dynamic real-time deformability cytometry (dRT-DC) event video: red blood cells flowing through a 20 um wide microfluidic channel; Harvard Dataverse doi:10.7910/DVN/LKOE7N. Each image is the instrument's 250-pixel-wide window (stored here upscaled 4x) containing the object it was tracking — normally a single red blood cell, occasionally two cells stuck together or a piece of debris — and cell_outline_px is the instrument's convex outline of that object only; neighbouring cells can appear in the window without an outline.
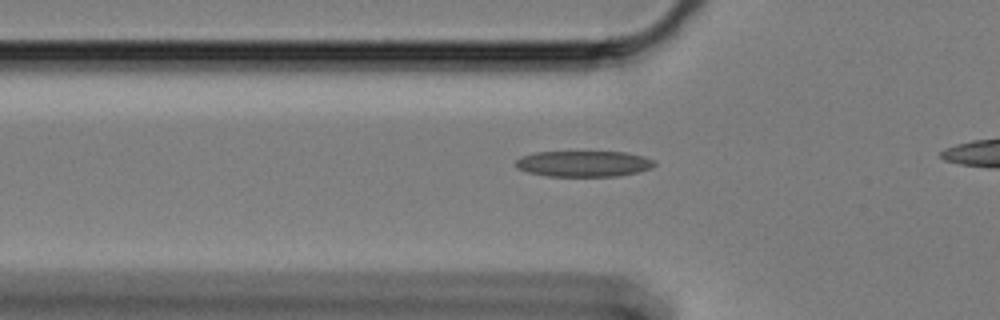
{"species": "Egyptian fruit bat (a non-hibernating species)", "species_latin": "Rousettus aegyptiacus", "temperature_condition": "cold", "stored_images_in_passage": 12, "camera_frame_rate_fps": 3000, "um_per_image_px": 0.085, "animal": {"sex": "female"}, "frame": {"image": 1, "passage_image": 7, "time_ms": 2.0, "image_size_px": [1000, 320], "cell_outline_px": [[656, 164], [652, 168], [640, 172], [620, 176], [548, 176], [528, 172], [516, 168], [516, 160], [524, 156], [536, 152], [628, 152], [644, 156], [656, 160]], "centroid_in_image_um": [49.69, 13.92], "position_along_channel_um": 76.1, "area_um2": 21.1}}
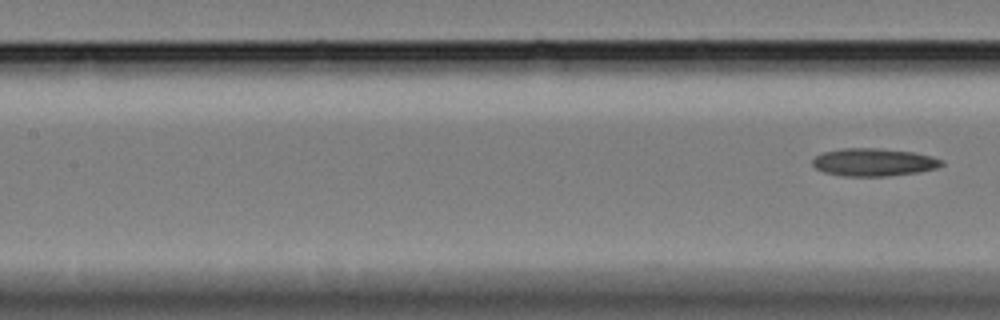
{"frame": {"image": 2, "passage_image": 12, "time_ms": 3.667, "image_size_px": [1000, 320], "cell_outline_px": [[944, 164], [936, 168], [916, 172], [888, 176], [844, 176], [824, 172], [816, 168], [812, 164], [812, 160], [816, 156], [824, 152], [840, 148], [876, 148], [912, 152], [932, 156], [944, 160]], "centroid_in_image_um": [74.26, 13.78], "position_along_channel_um": 133.1, "area_um2": 20.81}}